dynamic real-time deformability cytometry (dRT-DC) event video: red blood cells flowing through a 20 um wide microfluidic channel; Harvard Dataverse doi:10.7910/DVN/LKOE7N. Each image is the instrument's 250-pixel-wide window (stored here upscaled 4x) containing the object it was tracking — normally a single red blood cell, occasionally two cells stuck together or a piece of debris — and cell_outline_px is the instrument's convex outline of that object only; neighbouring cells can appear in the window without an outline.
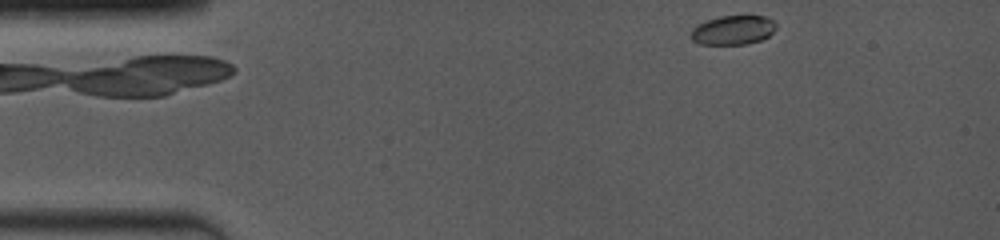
{"species": "common noctule bat (a hibernating species)", "species_latin": "Nyctalus noctula", "temperature_condition": "room temperature", "stored_images_in_passage": 59, "camera_frame_rate_fps": 4000, "um_per_image_px": 0.085, "animal": {"sex": "female", "body_mass_g": 19.0, "forearm_length_mm": 53.3}, "frame": {"image": 1, "passage_image": 2, "time_ms": 0.25, "image_size_px": [1000, 240], "cell_outline_px": [[776, 28], [768, 36], [760, 40], [748, 44], [700, 44], [692, 40], [688, 36], [692, 28], [708, 20], [720, 16], [764, 16], [772, 20], [776, 24]], "centroid_in_image_um": [62.28, 2.56], "position_along_channel_um": 22.7, "area_um2": 14.45}}
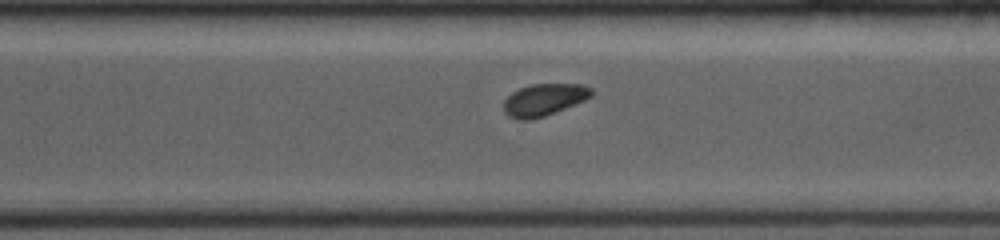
{"frame": {"image": 2, "passage_image": 45, "time_ms": 9.75, "image_size_px": [1000, 240], "cell_outline_px": [[592, 96], [584, 100], [544, 116], [532, 120], [520, 120], [508, 116], [504, 112], [504, 100], [512, 92], [520, 88], [532, 84], [584, 84], [592, 88]], "centroid_in_image_um": [46.22, 8.47], "position_along_channel_um": 324.4, "area_um2": 16.3}}
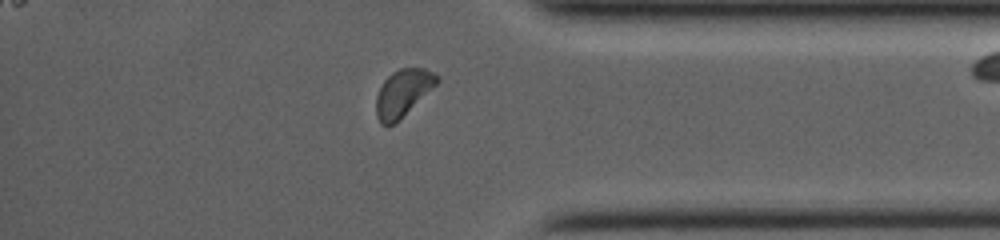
{"frame": {"image": 3, "passage_image": 57, "time_ms": 11.75, "image_size_px": [1000, 240], "cell_outline_px": [[440, 80], [396, 124], [380, 124], [376, 116], [376, 96], [384, 80], [392, 72], [400, 68], [424, 68], [440, 76]], "centroid_in_image_um": [34.24, 7.9], "position_along_channel_um": 401.0, "area_um2": 16.59}}